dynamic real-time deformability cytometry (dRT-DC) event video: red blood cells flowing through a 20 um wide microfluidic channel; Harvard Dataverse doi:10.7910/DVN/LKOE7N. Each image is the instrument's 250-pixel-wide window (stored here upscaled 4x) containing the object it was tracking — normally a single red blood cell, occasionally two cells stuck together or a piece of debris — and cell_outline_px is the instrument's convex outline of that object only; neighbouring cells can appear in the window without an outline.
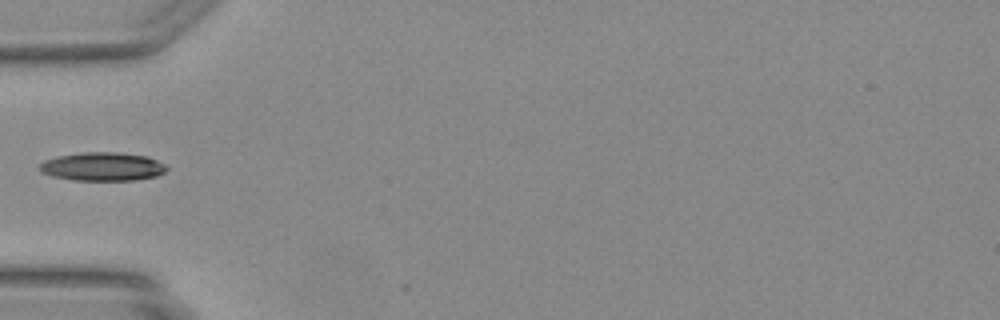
{"species": "Egyptian fruit bat (a non-hibernating species)", "species_latin": "Rousettus aegyptiacus", "temperature_condition": "warm", "stored_images_in_passage": 26, "camera_frame_rate_fps": 3000, "um_per_image_px": 0.085, "animal": {"sex": "female"}, "frame": {"image": 1, "passage_image": 1, "time_ms": 0.0, "image_size_px": [1000, 320], "cell_outline_px": [[168, 168], [164, 172], [156, 176], [136, 180], [72, 180], [52, 176], [40, 172], [36, 168], [44, 160], [56, 156], [80, 152], [116, 152], [148, 156], [164, 164]], "centroid_in_image_um": [8.66, 14.15], "position_along_channel_um": 76.3, "area_um2": 21.33}}
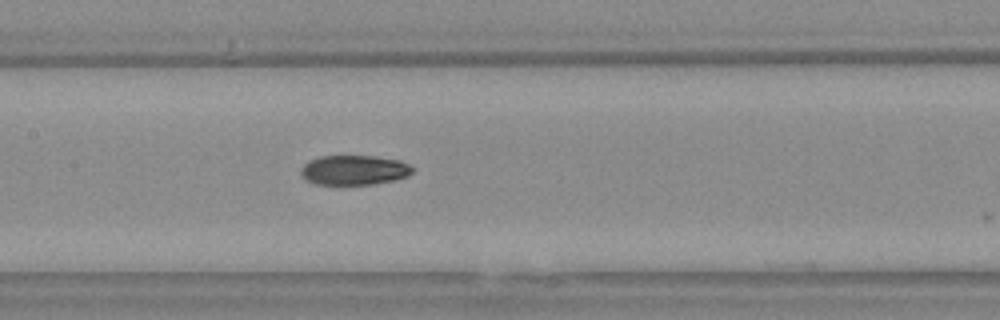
{"frame": {"image": 2, "passage_image": 8, "time_ms": 2.333, "image_size_px": [1000, 320], "cell_outline_px": [[416, 168], [408, 176], [396, 180], [372, 184], [316, 184], [304, 180], [300, 172], [300, 168], [308, 160], [320, 156], [376, 156], [400, 160]], "centroid_in_image_um": [30.1, 14.45], "position_along_channel_um": 177.3, "area_um2": 19.59}}
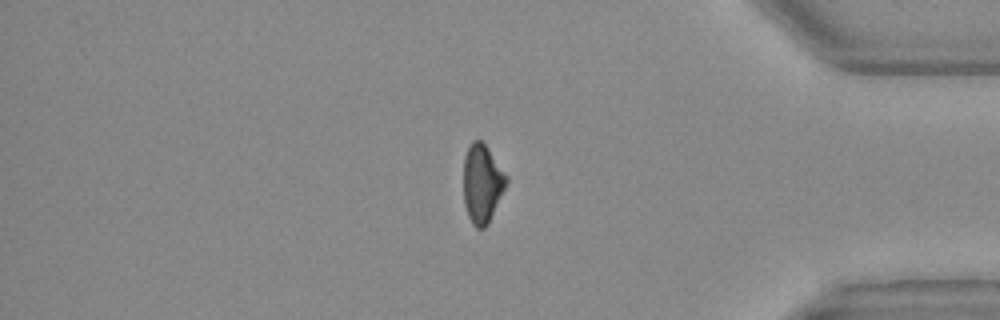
{"frame": {"image": 3, "passage_image": 25, "time_ms": 8.0, "image_size_px": [1000, 320], "cell_outline_px": [[508, 184], [488, 224], [484, 228], [476, 228], [472, 224], [468, 216], [464, 204], [464, 156], [472, 140], [480, 140], [484, 144], [508, 176]], "centroid_in_image_um": [40.99, 15.63], "position_along_channel_um": 394.2, "area_um2": 19.65}}